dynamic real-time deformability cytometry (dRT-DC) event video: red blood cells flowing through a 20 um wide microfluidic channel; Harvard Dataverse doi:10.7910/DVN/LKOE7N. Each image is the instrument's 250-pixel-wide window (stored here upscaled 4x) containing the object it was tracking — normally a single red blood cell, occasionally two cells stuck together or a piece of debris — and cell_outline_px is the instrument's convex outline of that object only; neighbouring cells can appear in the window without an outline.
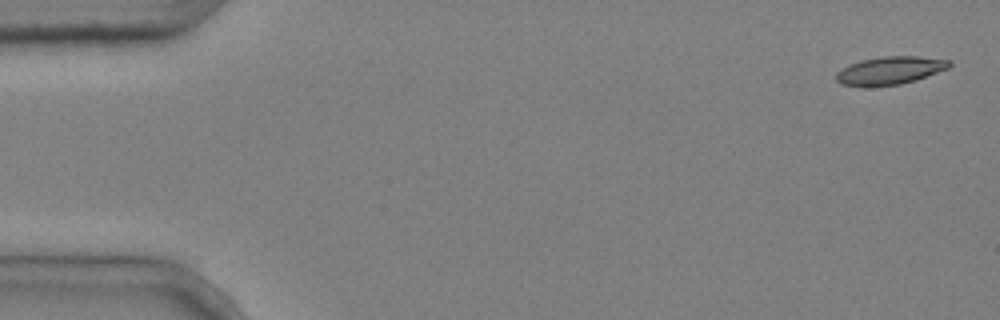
{"species": "common noctule bat (a hibernating species)", "species_latin": "Nyctalus noctula", "temperature_condition": "cold", "stored_images_in_passage": 4, "camera_frame_rate_fps": 3000, "um_per_image_px": 0.085, "animal": {"sex": "male", "body_mass_g": 20.4}, "frame": {"image": 1, "passage_image": 1, "time_ms": 0.0, "image_size_px": [1000, 320], "cell_outline_px": [[952, 64], [948, 68], [916, 80], [900, 84], [860, 88], [840, 84], [836, 80], [836, 72], [848, 64], [860, 60], [884, 56], [916, 56], [948, 60]], "centroid_in_image_um": [75.56, 6.01], "position_along_channel_um": 9.4, "area_um2": 18.67}}
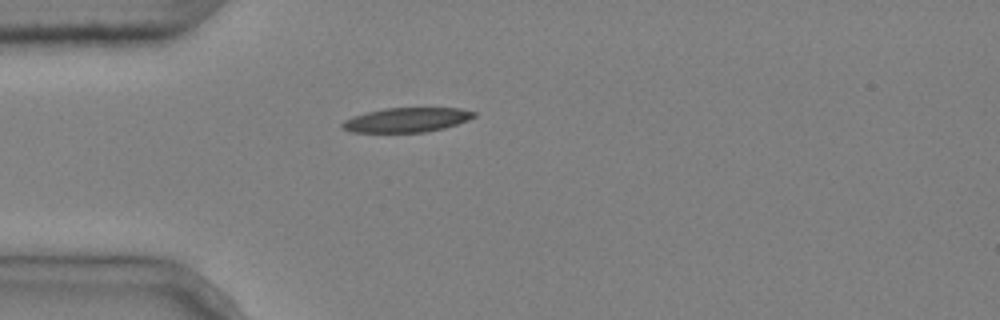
{"frame": {"image": 2, "passage_image": 4, "time_ms": 1.0, "image_size_px": [1000, 320], "cell_outline_px": [[476, 116], [468, 120], [444, 128], [424, 132], [352, 132], [340, 128], [340, 124], [344, 120], [352, 116], [384, 108], [460, 108], [476, 112]], "centroid_in_image_um": [34.55, 10.19], "position_along_channel_um": 50.5, "area_um2": 18.79}}